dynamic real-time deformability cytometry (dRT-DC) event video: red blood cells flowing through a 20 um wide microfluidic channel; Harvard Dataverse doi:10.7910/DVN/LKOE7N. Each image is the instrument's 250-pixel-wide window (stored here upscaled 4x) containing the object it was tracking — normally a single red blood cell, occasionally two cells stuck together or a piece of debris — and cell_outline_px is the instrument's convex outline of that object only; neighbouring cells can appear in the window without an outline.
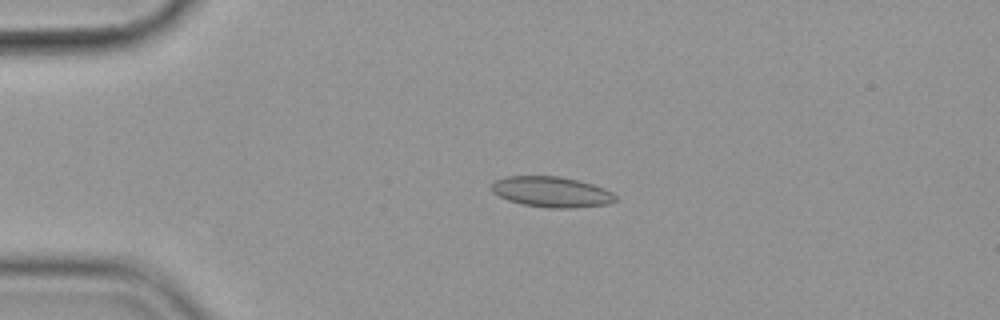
{"species": "common noctule bat (a hibernating species)", "species_latin": "Nyctalus noctula", "temperature_condition": "cold", "stored_images_in_passage": 5, "camera_frame_rate_fps": 3000, "um_per_image_px": 0.085, "animal": {"sex": "female", "body_mass_g": 19.9}, "frame": {"image": 1, "passage_image": 4, "time_ms": 3.667, "image_size_px": [1000, 320], "cell_outline_px": [[616, 200], [608, 204], [572, 208], [548, 208], [524, 204], [508, 200], [492, 192], [492, 184], [496, 180], [508, 176], [560, 176], [592, 184], [604, 188], [612, 192], [616, 196]], "centroid_in_image_um": [46.89, 16.31], "position_along_channel_um": 38.1, "area_um2": 21.91}}